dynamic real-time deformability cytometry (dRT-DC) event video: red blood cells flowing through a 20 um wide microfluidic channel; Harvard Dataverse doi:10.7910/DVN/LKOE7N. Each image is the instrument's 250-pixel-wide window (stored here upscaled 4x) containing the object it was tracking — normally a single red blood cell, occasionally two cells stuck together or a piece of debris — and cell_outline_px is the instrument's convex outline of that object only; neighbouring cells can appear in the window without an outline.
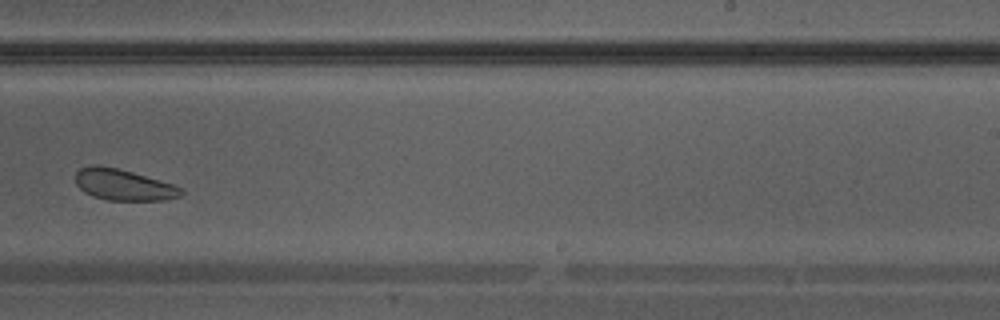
{"species": "Egyptian fruit bat (a non-hibernating species)", "species_latin": "Rousettus aegyptiacus", "temperature_condition": "warm", "stored_images_in_passage": 34, "camera_frame_rate_fps": 3000, "um_per_image_px": 0.085, "animal": {"sex": "male"}, "frame": {"image": 1, "passage_image": 20, "time_ms": 6.333, "image_size_px": [1000, 320], "cell_outline_px": [[184, 192], [180, 196], [164, 200], [108, 200], [92, 196], [84, 192], [76, 184], [76, 172], [80, 168], [96, 164], [116, 168], [132, 172], [176, 184], [184, 188]], "centroid_in_image_um": [10.53, 15.71], "position_along_channel_um": 278.5, "area_um2": 19.31}}